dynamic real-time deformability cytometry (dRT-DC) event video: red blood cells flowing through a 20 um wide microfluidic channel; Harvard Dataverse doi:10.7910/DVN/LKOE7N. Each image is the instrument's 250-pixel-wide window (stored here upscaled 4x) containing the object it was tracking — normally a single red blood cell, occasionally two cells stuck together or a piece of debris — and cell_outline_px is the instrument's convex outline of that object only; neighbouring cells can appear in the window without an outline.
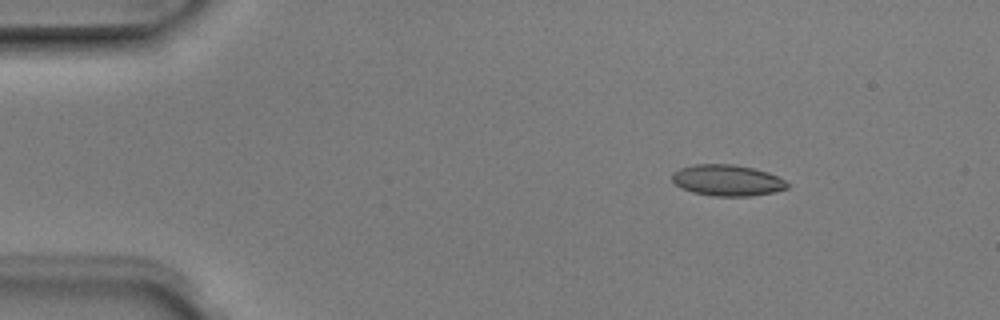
{"species": "Egyptian fruit bat (a non-hibernating species)", "species_latin": "Rousettus aegyptiacus", "temperature_condition": "room temperature", "stored_images_in_passage": 5, "camera_frame_rate_fps": 3000, "um_per_image_px": 0.085, "animal": {"sex": "male"}, "frame": {"image": 1, "passage_image": 2, "time_ms": 0.333, "image_size_px": [1000, 320], "cell_outline_px": [[788, 188], [772, 192], [752, 196], [716, 196], [692, 192], [676, 184], [672, 180], [672, 172], [680, 168], [696, 164], [732, 164], [752, 168], [768, 172], [784, 180], [788, 184]], "centroid_in_image_um": [61.81, 15.32], "position_along_channel_um": 23.2, "area_um2": 20.69}}
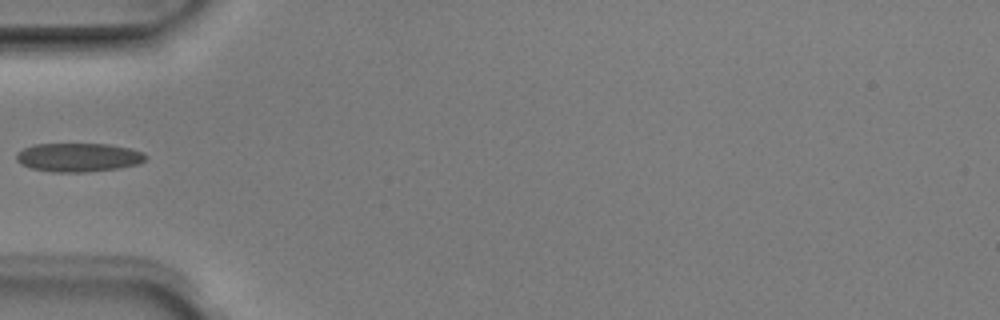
{"frame": {"image": 2, "passage_image": 4, "time_ms": 1.0, "image_size_px": [1000, 320], "cell_outline_px": [[148, 156], [140, 164], [120, 168], [84, 172], [52, 172], [32, 168], [20, 164], [16, 160], [16, 152], [32, 144], [108, 144], [132, 148], [144, 152]], "centroid_in_image_um": [6.69, 13.37], "position_along_channel_um": 78.3, "area_um2": 21.91}}
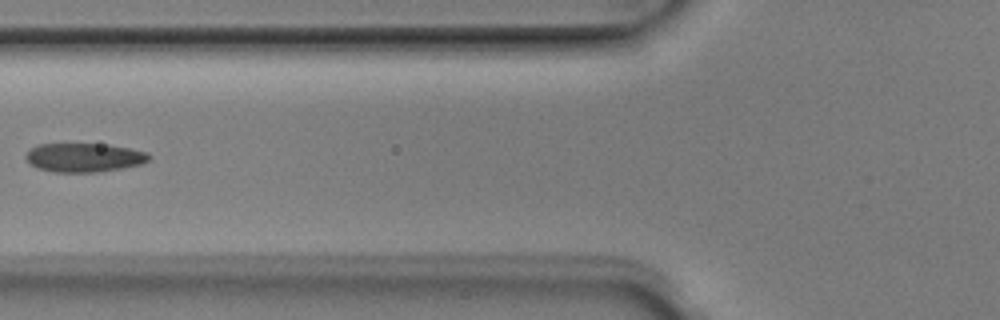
{"frame": {"image": 3, "passage_image": 5, "time_ms": 1.333, "image_size_px": [1000, 320], "cell_outline_px": [[152, 156], [144, 164], [100, 172], [52, 172], [36, 168], [24, 156], [32, 148], [40, 144], [108, 144], [148, 152]], "centroid_in_image_um": [7.19, 13.4], "position_along_channel_um": 118.6, "area_um2": 20.81}}